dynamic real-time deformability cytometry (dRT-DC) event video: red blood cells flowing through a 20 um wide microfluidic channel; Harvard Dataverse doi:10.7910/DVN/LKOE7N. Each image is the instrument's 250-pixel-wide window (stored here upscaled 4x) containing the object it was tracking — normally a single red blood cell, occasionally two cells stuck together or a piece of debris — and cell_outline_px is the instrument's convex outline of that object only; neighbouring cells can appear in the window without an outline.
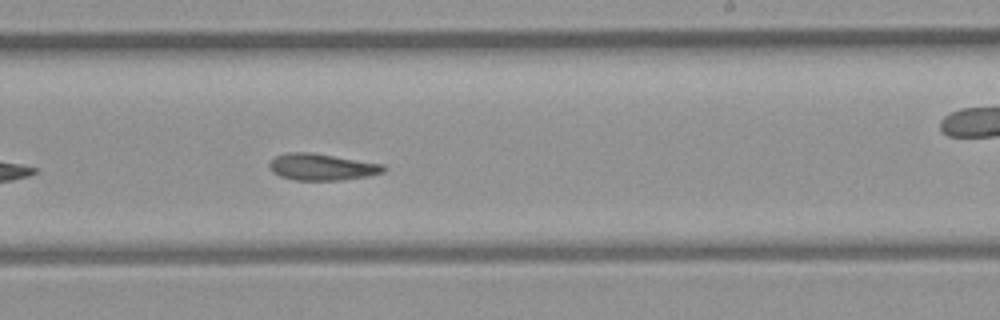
{"species": "common noctule bat (a hibernating species)", "species_latin": "Nyctalus noctula", "temperature_condition": "room temperature", "stored_images_in_passage": 36, "camera_frame_rate_fps": 3000, "um_per_image_px": 0.085, "animal": {"sex": "female", "body_mass_g": 21.9}, "frame": {"image": 1, "passage_image": 16, "time_ms": 5.0, "image_size_px": [1000, 320], "cell_outline_px": [[388, 168], [384, 172], [368, 176], [340, 180], [296, 180], [280, 176], [272, 172], [268, 168], [268, 164], [276, 156], [288, 152], [312, 152], [384, 164]], "centroid_in_image_um": [27.37, 14.19], "position_along_channel_um": 261.6, "area_um2": 17.86}, "authors_computed_cell_mechanics": {"area_um2": 18.3226, "velocity_mm_per_s": 4.3653, "shape_relaxation_time_tau1_ms": null, "shape_relaxation_time_tau2_ms": 5.5767, "deformation_change_tau1": null, "deformation_change_tau2": 0.1278}}